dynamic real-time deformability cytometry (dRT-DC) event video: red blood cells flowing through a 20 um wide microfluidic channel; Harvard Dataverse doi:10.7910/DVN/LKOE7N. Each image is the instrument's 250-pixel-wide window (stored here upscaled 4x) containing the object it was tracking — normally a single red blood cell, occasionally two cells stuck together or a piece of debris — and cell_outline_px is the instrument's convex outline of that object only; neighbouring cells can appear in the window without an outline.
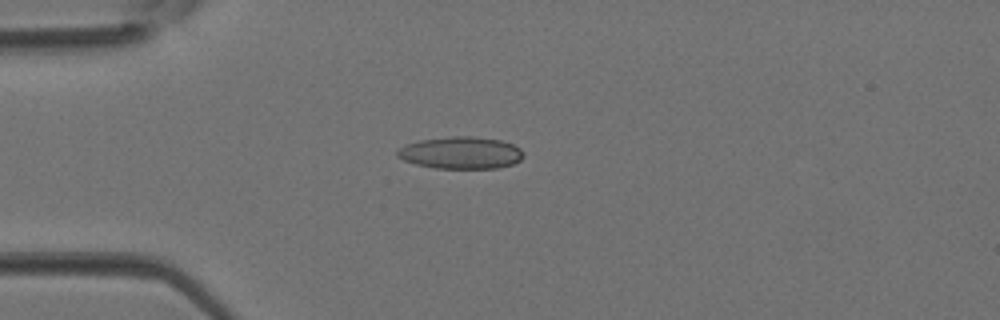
{"species": "Egyptian fruit bat (a non-hibernating species)", "species_latin": "Rousettus aegyptiacus", "temperature_condition": "room temperature", "stored_images_in_passage": 4, "camera_frame_rate_fps": 3000, "um_per_image_px": 0.085, "animal": {"sex": "female"}, "frame": {"image": 1, "passage_image": 4, "time_ms": 1.0, "image_size_px": [1000, 320], "cell_outline_px": [[524, 156], [520, 160], [512, 164], [496, 168], [436, 168], [416, 164], [404, 160], [396, 156], [396, 152], [400, 148], [408, 144], [420, 140], [452, 136], [472, 136], [500, 140], [512, 144], [520, 148], [524, 152]], "centroid_in_image_um": [39.19, 12.98], "position_along_channel_um": 45.8, "area_um2": 23.47}}